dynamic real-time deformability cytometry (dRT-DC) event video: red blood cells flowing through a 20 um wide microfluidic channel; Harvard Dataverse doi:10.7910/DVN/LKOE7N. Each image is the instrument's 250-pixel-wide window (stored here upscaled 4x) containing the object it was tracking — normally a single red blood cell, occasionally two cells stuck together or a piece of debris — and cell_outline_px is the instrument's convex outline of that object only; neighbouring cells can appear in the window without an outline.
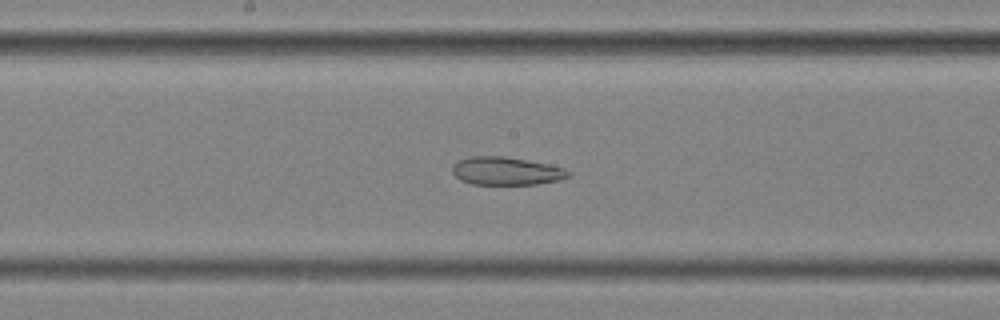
{"species": "common noctule bat (a hibernating species)", "species_latin": "Nyctalus noctula", "temperature_condition": "cold", "stored_images_in_passage": 57, "segment_of_instrument_passage": [2, 2], "camera_frame_rate_fps": 3000, "um_per_image_px": 0.085, "animal": {"sex": "female", "body_mass_g": 25.1}, "frame": {"image": 1, "passage_image": 30, "time_ms": 9.667, "image_size_px": [1000, 320], "cell_outline_px": [[572, 172], [568, 176], [560, 180], [536, 184], [472, 184], [460, 180], [452, 172], [452, 164], [460, 160], [472, 156], [504, 156], [548, 164], [564, 168]], "centroid_in_image_um": [43.02, 14.54], "position_along_channel_um": 205.2, "area_um2": 18.9}}
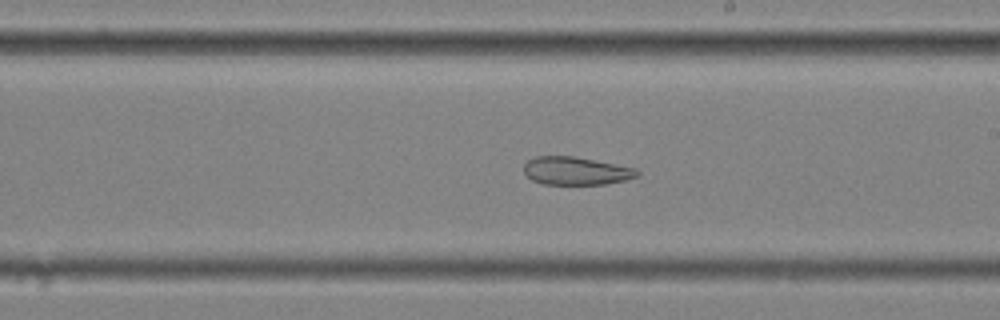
{"frame": {"image": 2, "passage_image": 33, "time_ms": 10.667, "image_size_px": [1000, 320], "cell_outline_px": [[640, 176], [624, 180], [604, 184], [544, 184], [532, 180], [524, 172], [524, 164], [528, 160], [536, 156], [572, 156], [636, 168], [640, 172]], "centroid_in_image_um": [48.96, 14.52], "position_along_channel_um": 240.0, "area_um2": 18.38}}
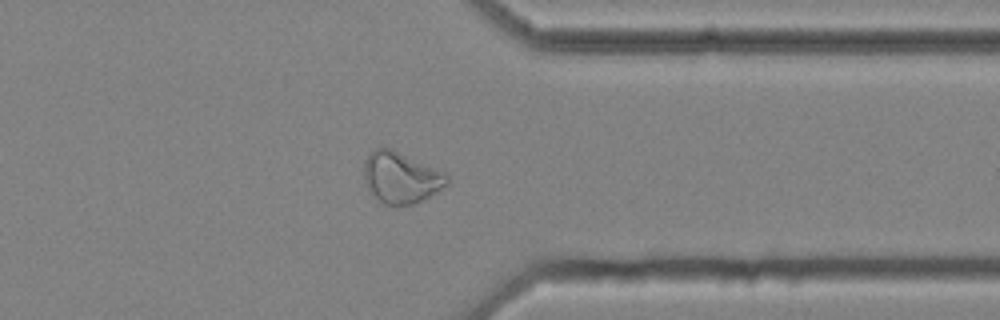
{"frame": {"image": 3, "passage_image": 45, "time_ms": 14.667, "image_size_px": [1000, 320], "cell_outline_px": [[448, 184], [436, 192], [412, 204], [396, 208], [384, 204], [368, 192], [364, 180], [364, 160], [376, 148], [392, 148], [448, 172]], "centroid_in_image_um": [34.08, 15.1], "position_along_channel_um": 377.3, "area_um2": 25.37}}